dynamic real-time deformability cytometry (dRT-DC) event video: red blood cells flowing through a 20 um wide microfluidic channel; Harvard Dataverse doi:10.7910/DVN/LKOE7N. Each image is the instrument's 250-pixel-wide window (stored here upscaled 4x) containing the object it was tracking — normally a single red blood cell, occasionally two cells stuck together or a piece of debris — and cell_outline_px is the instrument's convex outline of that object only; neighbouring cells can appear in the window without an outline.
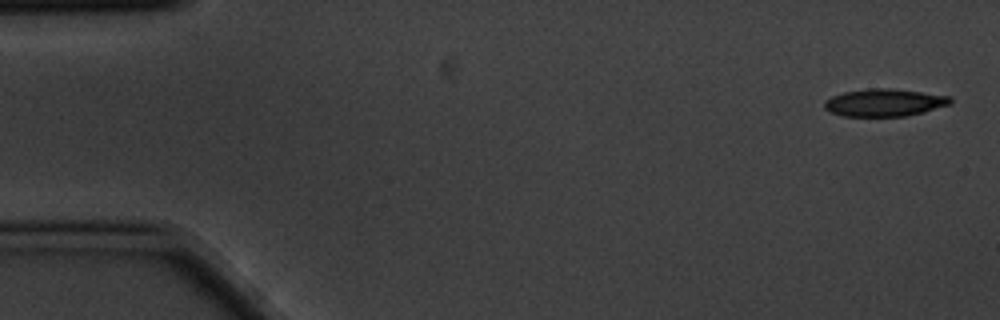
{"species": "common noctule bat (a hibernating species)", "species_latin": "Nyctalus noctula", "temperature_condition": "cold", "stored_images_in_passage": 5, "camera_frame_rate_fps": 3000, "um_per_image_px": 0.085, "animal": {"sex": "male", "body_mass_g": 20.1, "forearm_length_mm": 53.5}, "frame": {"image": 1, "passage_image": 1, "time_ms": 0.0, "image_size_px": [1000, 320], "cell_outline_px": [[952, 104], [924, 112], [904, 116], [844, 116], [832, 112], [824, 108], [824, 100], [832, 96], [844, 92], [868, 88], [892, 88], [952, 96]], "centroid_in_image_um": [75.2, 8.71], "position_along_channel_um": 9.8, "area_um2": 20.29}}
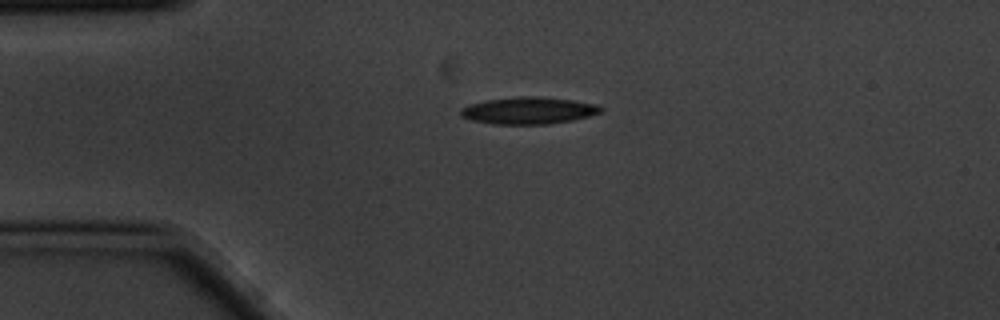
{"frame": {"image": 2, "passage_image": 4, "time_ms": 1.0, "image_size_px": [1000, 320], "cell_outline_px": [[604, 108], [600, 112], [588, 116], [572, 120], [548, 124], [492, 124], [472, 120], [460, 116], [460, 108], [468, 104], [484, 100], [516, 96], [540, 96], [572, 100], [596, 104]], "centroid_in_image_um": [44.88, 9.38], "position_along_channel_um": 40.1, "area_um2": 22.2}}